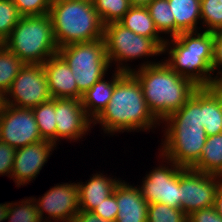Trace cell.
Instances as JSON below:
<instances>
[{
  "instance_id": "obj_5",
  "label": "cell",
  "mask_w": 222,
  "mask_h": 222,
  "mask_svg": "<svg viewBox=\"0 0 222 222\" xmlns=\"http://www.w3.org/2000/svg\"><path fill=\"white\" fill-rule=\"evenodd\" d=\"M49 15L59 48L103 38L104 24L92 0H52Z\"/></svg>"
},
{
  "instance_id": "obj_41",
  "label": "cell",
  "mask_w": 222,
  "mask_h": 222,
  "mask_svg": "<svg viewBox=\"0 0 222 222\" xmlns=\"http://www.w3.org/2000/svg\"><path fill=\"white\" fill-rule=\"evenodd\" d=\"M131 6H147L153 0H129Z\"/></svg>"
},
{
  "instance_id": "obj_23",
  "label": "cell",
  "mask_w": 222,
  "mask_h": 222,
  "mask_svg": "<svg viewBox=\"0 0 222 222\" xmlns=\"http://www.w3.org/2000/svg\"><path fill=\"white\" fill-rule=\"evenodd\" d=\"M202 124L207 136L222 132V99L211 87H202Z\"/></svg>"
},
{
  "instance_id": "obj_25",
  "label": "cell",
  "mask_w": 222,
  "mask_h": 222,
  "mask_svg": "<svg viewBox=\"0 0 222 222\" xmlns=\"http://www.w3.org/2000/svg\"><path fill=\"white\" fill-rule=\"evenodd\" d=\"M25 63L6 46L0 48V93L4 96Z\"/></svg>"
},
{
  "instance_id": "obj_8",
  "label": "cell",
  "mask_w": 222,
  "mask_h": 222,
  "mask_svg": "<svg viewBox=\"0 0 222 222\" xmlns=\"http://www.w3.org/2000/svg\"><path fill=\"white\" fill-rule=\"evenodd\" d=\"M103 38L110 66L117 63L115 69L121 72L134 70L127 61L163 55V48L154 39L136 34L119 22L104 25Z\"/></svg>"
},
{
  "instance_id": "obj_16",
  "label": "cell",
  "mask_w": 222,
  "mask_h": 222,
  "mask_svg": "<svg viewBox=\"0 0 222 222\" xmlns=\"http://www.w3.org/2000/svg\"><path fill=\"white\" fill-rule=\"evenodd\" d=\"M43 66L52 98L81 100L83 94L77 88L73 72L59 54L48 58Z\"/></svg>"
},
{
  "instance_id": "obj_12",
  "label": "cell",
  "mask_w": 222,
  "mask_h": 222,
  "mask_svg": "<svg viewBox=\"0 0 222 222\" xmlns=\"http://www.w3.org/2000/svg\"><path fill=\"white\" fill-rule=\"evenodd\" d=\"M31 108L4 104L0 114V141L14 149L42 141Z\"/></svg>"
},
{
  "instance_id": "obj_38",
  "label": "cell",
  "mask_w": 222,
  "mask_h": 222,
  "mask_svg": "<svg viewBox=\"0 0 222 222\" xmlns=\"http://www.w3.org/2000/svg\"><path fill=\"white\" fill-rule=\"evenodd\" d=\"M210 87L222 99V73L215 75Z\"/></svg>"
},
{
  "instance_id": "obj_4",
  "label": "cell",
  "mask_w": 222,
  "mask_h": 222,
  "mask_svg": "<svg viewBox=\"0 0 222 222\" xmlns=\"http://www.w3.org/2000/svg\"><path fill=\"white\" fill-rule=\"evenodd\" d=\"M213 50V32H181L174 38L166 39L163 54L168 53V58L164 62L198 87H210L215 76L212 69Z\"/></svg>"
},
{
  "instance_id": "obj_28",
  "label": "cell",
  "mask_w": 222,
  "mask_h": 222,
  "mask_svg": "<svg viewBox=\"0 0 222 222\" xmlns=\"http://www.w3.org/2000/svg\"><path fill=\"white\" fill-rule=\"evenodd\" d=\"M7 219L8 222H43L32 196L19 202H9Z\"/></svg>"
},
{
  "instance_id": "obj_35",
  "label": "cell",
  "mask_w": 222,
  "mask_h": 222,
  "mask_svg": "<svg viewBox=\"0 0 222 222\" xmlns=\"http://www.w3.org/2000/svg\"><path fill=\"white\" fill-rule=\"evenodd\" d=\"M188 222H222L214 206L193 211L188 215Z\"/></svg>"
},
{
  "instance_id": "obj_19",
  "label": "cell",
  "mask_w": 222,
  "mask_h": 222,
  "mask_svg": "<svg viewBox=\"0 0 222 222\" xmlns=\"http://www.w3.org/2000/svg\"><path fill=\"white\" fill-rule=\"evenodd\" d=\"M121 71L115 70L110 81L105 76L97 81L90 89L83 93L81 102L86 115L93 121L107 106L117 83V75Z\"/></svg>"
},
{
  "instance_id": "obj_43",
  "label": "cell",
  "mask_w": 222,
  "mask_h": 222,
  "mask_svg": "<svg viewBox=\"0 0 222 222\" xmlns=\"http://www.w3.org/2000/svg\"><path fill=\"white\" fill-rule=\"evenodd\" d=\"M4 45V42L0 39V48Z\"/></svg>"
},
{
  "instance_id": "obj_6",
  "label": "cell",
  "mask_w": 222,
  "mask_h": 222,
  "mask_svg": "<svg viewBox=\"0 0 222 222\" xmlns=\"http://www.w3.org/2000/svg\"><path fill=\"white\" fill-rule=\"evenodd\" d=\"M4 46L25 64H43L58 54L50 15L21 17Z\"/></svg>"
},
{
  "instance_id": "obj_10",
  "label": "cell",
  "mask_w": 222,
  "mask_h": 222,
  "mask_svg": "<svg viewBox=\"0 0 222 222\" xmlns=\"http://www.w3.org/2000/svg\"><path fill=\"white\" fill-rule=\"evenodd\" d=\"M162 163L153 168L142 180L139 189L143 198L149 203L160 202L170 207L181 209L180 199V167L173 161L159 155ZM169 165V166H168Z\"/></svg>"
},
{
  "instance_id": "obj_31",
  "label": "cell",
  "mask_w": 222,
  "mask_h": 222,
  "mask_svg": "<svg viewBox=\"0 0 222 222\" xmlns=\"http://www.w3.org/2000/svg\"><path fill=\"white\" fill-rule=\"evenodd\" d=\"M20 18L13 0H0V39L3 42L10 36Z\"/></svg>"
},
{
  "instance_id": "obj_30",
  "label": "cell",
  "mask_w": 222,
  "mask_h": 222,
  "mask_svg": "<svg viewBox=\"0 0 222 222\" xmlns=\"http://www.w3.org/2000/svg\"><path fill=\"white\" fill-rule=\"evenodd\" d=\"M147 222H188V216L181 209L156 202L148 206Z\"/></svg>"
},
{
  "instance_id": "obj_22",
  "label": "cell",
  "mask_w": 222,
  "mask_h": 222,
  "mask_svg": "<svg viewBox=\"0 0 222 222\" xmlns=\"http://www.w3.org/2000/svg\"><path fill=\"white\" fill-rule=\"evenodd\" d=\"M191 169L222 176V133L207 136L201 156Z\"/></svg>"
},
{
  "instance_id": "obj_20",
  "label": "cell",
  "mask_w": 222,
  "mask_h": 222,
  "mask_svg": "<svg viewBox=\"0 0 222 222\" xmlns=\"http://www.w3.org/2000/svg\"><path fill=\"white\" fill-rule=\"evenodd\" d=\"M118 22L136 34L154 39L162 48L164 47L166 38L161 37L157 31L145 6H131Z\"/></svg>"
},
{
  "instance_id": "obj_18",
  "label": "cell",
  "mask_w": 222,
  "mask_h": 222,
  "mask_svg": "<svg viewBox=\"0 0 222 222\" xmlns=\"http://www.w3.org/2000/svg\"><path fill=\"white\" fill-rule=\"evenodd\" d=\"M88 181V182H87ZM84 184L77 182L79 190V206L80 210L93 211L98 204H101L108 196H110L116 184L120 181L116 177L103 175V173L92 174Z\"/></svg>"
},
{
  "instance_id": "obj_29",
  "label": "cell",
  "mask_w": 222,
  "mask_h": 222,
  "mask_svg": "<svg viewBox=\"0 0 222 222\" xmlns=\"http://www.w3.org/2000/svg\"><path fill=\"white\" fill-rule=\"evenodd\" d=\"M201 24L204 30L214 32L222 29V0H201Z\"/></svg>"
},
{
  "instance_id": "obj_39",
  "label": "cell",
  "mask_w": 222,
  "mask_h": 222,
  "mask_svg": "<svg viewBox=\"0 0 222 222\" xmlns=\"http://www.w3.org/2000/svg\"><path fill=\"white\" fill-rule=\"evenodd\" d=\"M214 207L216 209V212L218 213L219 216L222 217V179L221 183L218 187L215 202H214Z\"/></svg>"
},
{
  "instance_id": "obj_2",
  "label": "cell",
  "mask_w": 222,
  "mask_h": 222,
  "mask_svg": "<svg viewBox=\"0 0 222 222\" xmlns=\"http://www.w3.org/2000/svg\"><path fill=\"white\" fill-rule=\"evenodd\" d=\"M98 123L103 132L111 136L117 132H150L160 126L146 104L140 83L131 72L117 75L109 103L92 121L94 126Z\"/></svg>"
},
{
  "instance_id": "obj_33",
  "label": "cell",
  "mask_w": 222,
  "mask_h": 222,
  "mask_svg": "<svg viewBox=\"0 0 222 222\" xmlns=\"http://www.w3.org/2000/svg\"><path fill=\"white\" fill-rule=\"evenodd\" d=\"M94 214L104 220L115 221L118 214V205L116 201V186L113 193L108 196L101 204L92 211Z\"/></svg>"
},
{
  "instance_id": "obj_1",
  "label": "cell",
  "mask_w": 222,
  "mask_h": 222,
  "mask_svg": "<svg viewBox=\"0 0 222 222\" xmlns=\"http://www.w3.org/2000/svg\"><path fill=\"white\" fill-rule=\"evenodd\" d=\"M162 123L166 128L159 154L178 166L191 168L199 160L207 139L202 124V87Z\"/></svg>"
},
{
  "instance_id": "obj_13",
  "label": "cell",
  "mask_w": 222,
  "mask_h": 222,
  "mask_svg": "<svg viewBox=\"0 0 222 222\" xmlns=\"http://www.w3.org/2000/svg\"><path fill=\"white\" fill-rule=\"evenodd\" d=\"M38 198L34 201L43 222H73L80 210L78 184L75 182L57 183Z\"/></svg>"
},
{
  "instance_id": "obj_26",
  "label": "cell",
  "mask_w": 222,
  "mask_h": 222,
  "mask_svg": "<svg viewBox=\"0 0 222 222\" xmlns=\"http://www.w3.org/2000/svg\"><path fill=\"white\" fill-rule=\"evenodd\" d=\"M146 8L159 34H170L168 37L174 38L175 18L172 16L168 0H153Z\"/></svg>"
},
{
  "instance_id": "obj_36",
  "label": "cell",
  "mask_w": 222,
  "mask_h": 222,
  "mask_svg": "<svg viewBox=\"0 0 222 222\" xmlns=\"http://www.w3.org/2000/svg\"><path fill=\"white\" fill-rule=\"evenodd\" d=\"M214 38V50H213V62L212 69L216 75L222 73V29L213 32Z\"/></svg>"
},
{
  "instance_id": "obj_7",
  "label": "cell",
  "mask_w": 222,
  "mask_h": 222,
  "mask_svg": "<svg viewBox=\"0 0 222 222\" xmlns=\"http://www.w3.org/2000/svg\"><path fill=\"white\" fill-rule=\"evenodd\" d=\"M58 54L71 68L77 88L82 94L106 76L111 67L104 38L60 47Z\"/></svg>"
},
{
  "instance_id": "obj_40",
  "label": "cell",
  "mask_w": 222,
  "mask_h": 222,
  "mask_svg": "<svg viewBox=\"0 0 222 222\" xmlns=\"http://www.w3.org/2000/svg\"><path fill=\"white\" fill-rule=\"evenodd\" d=\"M8 215V202L0 203V222L6 221Z\"/></svg>"
},
{
  "instance_id": "obj_21",
  "label": "cell",
  "mask_w": 222,
  "mask_h": 222,
  "mask_svg": "<svg viewBox=\"0 0 222 222\" xmlns=\"http://www.w3.org/2000/svg\"><path fill=\"white\" fill-rule=\"evenodd\" d=\"M175 18V37L181 32H196L201 20V0H168Z\"/></svg>"
},
{
  "instance_id": "obj_15",
  "label": "cell",
  "mask_w": 222,
  "mask_h": 222,
  "mask_svg": "<svg viewBox=\"0 0 222 222\" xmlns=\"http://www.w3.org/2000/svg\"><path fill=\"white\" fill-rule=\"evenodd\" d=\"M54 148L56 145L51 141L42 140L16 149L11 173V179L14 180L15 185L20 187L35 180L43 169L42 167L48 162L51 152L55 150Z\"/></svg>"
},
{
  "instance_id": "obj_3",
  "label": "cell",
  "mask_w": 222,
  "mask_h": 222,
  "mask_svg": "<svg viewBox=\"0 0 222 222\" xmlns=\"http://www.w3.org/2000/svg\"><path fill=\"white\" fill-rule=\"evenodd\" d=\"M137 69L134 68L131 73L142 87L150 112L161 124L199 88L188 78L173 71L163 59L158 62L147 59Z\"/></svg>"
},
{
  "instance_id": "obj_11",
  "label": "cell",
  "mask_w": 222,
  "mask_h": 222,
  "mask_svg": "<svg viewBox=\"0 0 222 222\" xmlns=\"http://www.w3.org/2000/svg\"><path fill=\"white\" fill-rule=\"evenodd\" d=\"M222 176L180 167L181 210L188 216L193 211L214 206Z\"/></svg>"
},
{
  "instance_id": "obj_24",
  "label": "cell",
  "mask_w": 222,
  "mask_h": 222,
  "mask_svg": "<svg viewBox=\"0 0 222 222\" xmlns=\"http://www.w3.org/2000/svg\"><path fill=\"white\" fill-rule=\"evenodd\" d=\"M38 125L40 136L43 140L51 141L56 145V113L55 99L31 108Z\"/></svg>"
},
{
  "instance_id": "obj_14",
  "label": "cell",
  "mask_w": 222,
  "mask_h": 222,
  "mask_svg": "<svg viewBox=\"0 0 222 222\" xmlns=\"http://www.w3.org/2000/svg\"><path fill=\"white\" fill-rule=\"evenodd\" d=\"M56 146L60 140L76 142L88 135L93 127L92 120L86 115L81 100L55 99ZM60 139V140H59ZM58 140V141H57Z\"/></svg>"
},
{
  "instance_id": "obj_9",
  "label": "cell",
  "mask_w": 222,
  "mask_h": 222,
  "mask_svg": "<svg viewBox=\"0 0 222 222\" xmlns=\"http://www.w3.org/2000/svg\"><path fill=\"white\" fill-rule=\"evenodd\" d=\"M50 99L52 96L43 64H25L4 95V104L33 108Z\"/></svg>"
},
{
  "instance_id": "obj_17",
  "label": "cell",
  "mask_w": 222,
  "mask_h": 222,
  "mask_svg": "<svg viewBox=\"0 0 222 222\" xmlns=\"http://www.w3.org/2000/svg\"><path fill=\"white\" fill-rule=\"evenodd\" d=\"M138 186L129 185L124 180L116 184L118 214L115 222H147L149 203Z\"/></svg>"
},
{
  "instance_id": "obj_32",
  "label": "cell",
  "mask_w": 222,
  "mask_h": 222,
  "mask_svg": "<svg viewBox=\"0 0 222 222\" xmlns=\"http://www.w3.org/2000/svg\"><path fill=\"white\" fill-rule=\"evenodd\" d=\"M21 17L49 14L52 0H13Z\"/></svg>"
},
{
  "instance_id": "obj_37",
  "label": "cell",
  "mask_w": 222,
  "mask_h": 222,
  "mask_svg": "<svg viewBox=\"0 0 222 222\" xmlns=\"http://www.w3.org/2000/svg\"><path fill=\"white\" fill-rule=\"evenodd\" d=\"M73 222H115L104 220L91 211L79 210Z\"/></svg>"
},
{
  "instance_id": "obj_34",
  "label": "cell",
  "mask_w": 222,
  "mask_h": 222,
  "mask_svg": "<svg viewBox=\"0 0 222 222\" xmlns=\"http://www.w3.org/2000/svg\"><path fill=\"white\" fill-rule=\"evenodd\" d=\"M16 149L7 143L0 141V175H6L11 178L13 170Z\"/></svg>"
},
{
  "instance_id": "obj_27",
  "label": "cell",
  "mask_w": 222,
  "mask_h": 222,
  "mask_svg": "<svg viewBox=\"0 0 222 222\" xmlns=\"http://www.w3.org/2000/svg\"><path fill=\"white\" fill-rule=\"evenodd\" d=\"M104 25L118 22L131 8L129 0H92Z\"/></svg>"
},
{
  "instance_id": "obj_42",
  "label": "cell",
  "mask_w": 222,
  "mask_h": 222,
  "mask_svg": "<svg viewBox=\"0 0 222 222\" xmlns=\"http://www.w3.org/2000/svg\"><path fill=\"white\" fill-rule=\"evenodd\" d=\"M4 105V96L0 93V114Z\"/></svg>"
}]
</instances>
